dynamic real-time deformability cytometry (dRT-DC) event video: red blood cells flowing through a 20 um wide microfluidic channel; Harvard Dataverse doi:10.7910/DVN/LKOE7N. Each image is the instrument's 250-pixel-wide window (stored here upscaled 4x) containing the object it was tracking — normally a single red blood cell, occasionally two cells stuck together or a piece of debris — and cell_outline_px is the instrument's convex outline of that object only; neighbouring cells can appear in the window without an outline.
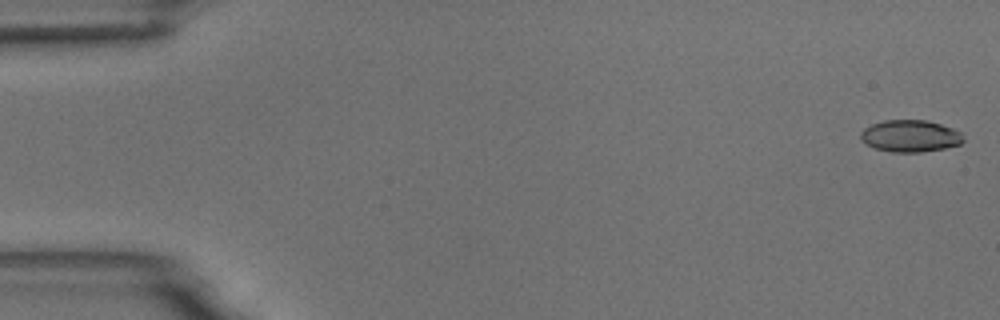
{"species": "common noctule bat (a hibernating species)", "species_latin": "Nyctalus noctula", "temperature_condition": "room temperature", "stored_images_in_passage": 7, "camera_frame_rate_fps": 3000, "um_per_image_px": 0.085, "animal": {"sex": "male", "body_mass_g": 18.8}, "frame": {"image": 1, "passage_image": 1, "time_ms": 0.0, "image_size_px": [1000, 320], "cell_outline_px": [[964, 140], [960, 144], [944, 148], [920, 152], [892, 152], [876, 148], [860, 140], [860, 132], [864, 128], [872, 124], [884, 120], [924, 120], [940, 124], [952, 128], [960, 132]], "centroid_in_image_um": [77.35, 11.55], "position_along_channel_um": 7.7, "area_um2": 18.96}}